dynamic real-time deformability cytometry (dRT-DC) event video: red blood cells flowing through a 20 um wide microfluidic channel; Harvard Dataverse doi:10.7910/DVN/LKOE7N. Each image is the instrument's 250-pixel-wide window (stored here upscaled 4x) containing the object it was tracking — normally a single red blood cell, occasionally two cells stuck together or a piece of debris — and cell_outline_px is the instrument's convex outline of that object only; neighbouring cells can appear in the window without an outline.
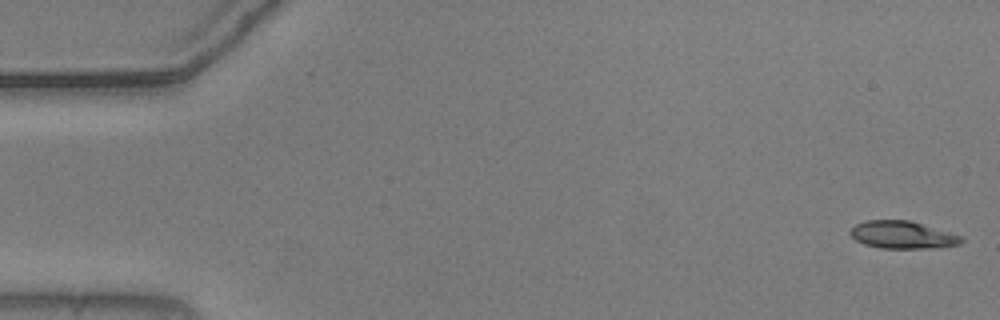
{"species": "common noctule bat (a hibernating species)", "species_latin": "Nyctalus noctula", "temperature_condition": "warm", "stored_images_in_passage": 54, "camera_frame_rate_fps": 3000, "um_per_image_px": 0.085, "animal": {"sex": "male", "body_mass_g": 20.5, "forearm_length_mm": 52.5}, "frame": {"image": 1, "passage_image": 1, "time_ms": 0.0, "image_size_px": [1000, 320], "cell_outline_px": [[964, 240], [960, 244], [940, 248], [880, 248], [864, 244], [856, 240], [848, 232], [856, 224], [864, 220], [908, 220], [964, 236]], "centroid_in_image_um": [76.74, 19.97], "position_along_channel_um": 8.3, "area_um2": 17.92}}
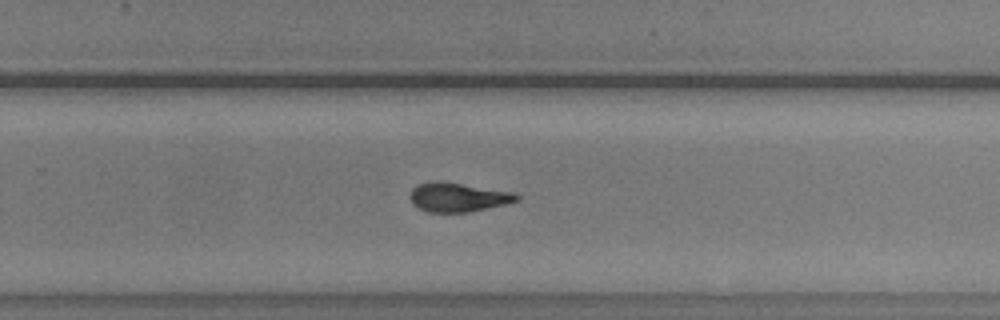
{"frame": {"image": 2, "passage_image": 35, "time_ms": 11.333, "image_size_px": [1000, 320], "cell_outline_px": [[520, 200], [504, 204], [468, 212], [428, 212], [412, 204], [408, 196], [412, 188], [416, 184], [432, 180], [440, 180], [516, 192], [520, 196]], "centroid_in_image_um": [38.9, 16.73], "position_along_channel_um": 290.9, "area_um2": 18.44}}
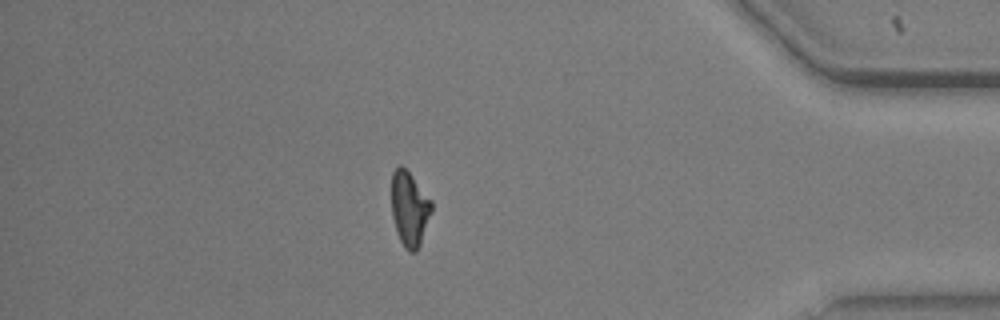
{"frame": {"image": 3, "passage_image": 47, "time_ms": 15.333, "image_size_px": [1000, 320], "cell_outline_px": [[432, 212], [420, 244], [416, 252], [408, 252], [404, 248], [396, 232], [392, 216], [392, 172], [400, 164], [412, 176], [432, 200]], "centroid_in_image_um": [34.81, 17.77], "position_along_channel_um": 400.4, "area_um2": 17.46}, "authors_computed_cell_mechanics": {"area_um2": 18.1781, "velocity_mm_per_s": 3.7034, "shape_relaxation_time_tau1_ms": 6.7921, "shape_relaxation_time_tau2_ms": 1.7989, "deformation_change_tau1": 0.1966, "deformation_change_tau2": 0.0874}}